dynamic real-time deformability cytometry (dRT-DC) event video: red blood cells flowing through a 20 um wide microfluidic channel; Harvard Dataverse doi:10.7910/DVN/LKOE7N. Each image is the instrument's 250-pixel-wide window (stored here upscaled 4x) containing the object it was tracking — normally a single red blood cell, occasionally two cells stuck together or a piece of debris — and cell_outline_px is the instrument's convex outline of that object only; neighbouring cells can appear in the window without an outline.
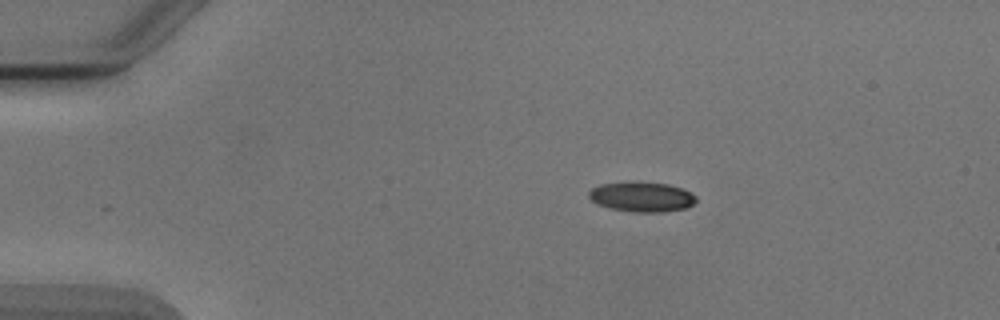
{"species": "Egyptian fruit bat (a non-hibernating species)", "species_latin": "Rousettus aegyptiacus", "temperature_condition": "cold", "stored_images_in_passage": 6, "camera_frame_rate_fps": 3000, "um_per_image_px": 0.085, "animal": {"sex": "male"}, "frame": {"image": 1, "passage_image": 3, "time_ms": 3.333, "image_size_px": [1000, 320], "cell_outline_px": [[696, 200], [692, 204], [684, 208], [660, 212], [632, 212], [612, 208], [596, 204], [588, 196], [588, 192], [592, 188], [600, 184], [668, 184], [680, 188], [696, 196]], "centroid_in_image_um": [54.53, 16.77], "position_along_channel_um": 30.5, "area_um2": 17.8}}
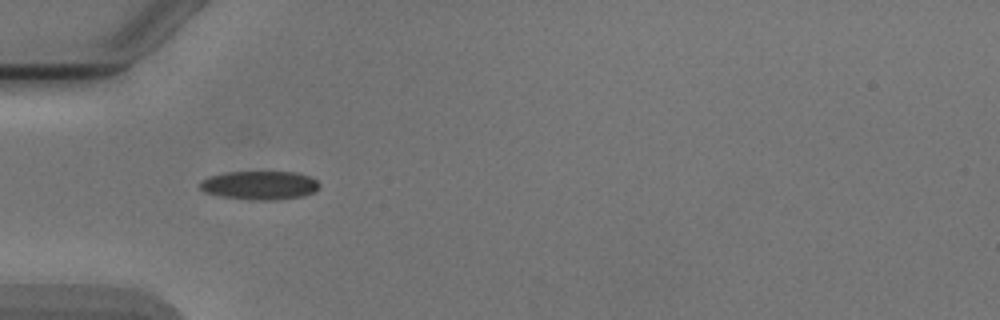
{"frame": {"image": 2, "passage_image": 5, "time_ms": 5.667, "image_size_px": [1000, 320], "cell_outline_px": [[320, 184], [312, 192], [304, 196], [280, 200], [248, 200], [220, 196], [204, 192], [200, 188], [200, 184], [208, 176], [224, 172], [296, 172], [308, 176], [316, 180]], "centroid_in_image_um": [22.05, 15.76], "position_along_channel_um": 62.9, "area_um2": 20.0}}
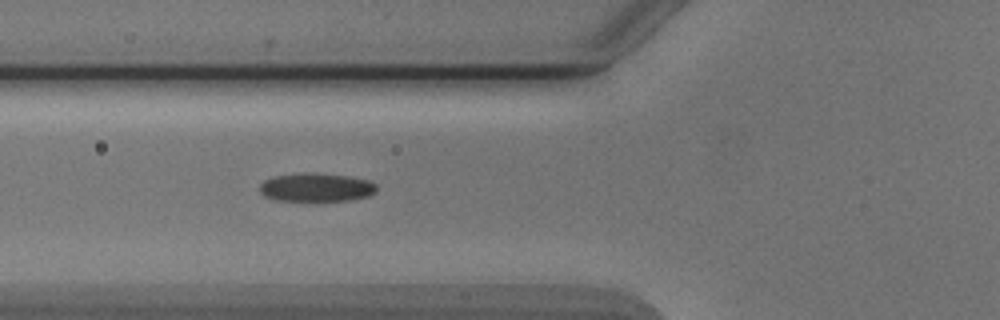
{"frame": {"image": 3, "passage_image": 6, "time_ms": 6.667, "image_size_px": [1000, 320], "cell_outline_px": [[376, 192], [368, 196], [348, 200], [276, 200], [264, 196], [260, 192], [260, 184], [264, 180], [272, 176], [300, 172], [312, 172], [348, 176], [368, 180], [376, 184]], "centroid_in_image_um": [26.85, 15.9], "position_along_channel_um": 98.9, "area_um2": 19.48}}